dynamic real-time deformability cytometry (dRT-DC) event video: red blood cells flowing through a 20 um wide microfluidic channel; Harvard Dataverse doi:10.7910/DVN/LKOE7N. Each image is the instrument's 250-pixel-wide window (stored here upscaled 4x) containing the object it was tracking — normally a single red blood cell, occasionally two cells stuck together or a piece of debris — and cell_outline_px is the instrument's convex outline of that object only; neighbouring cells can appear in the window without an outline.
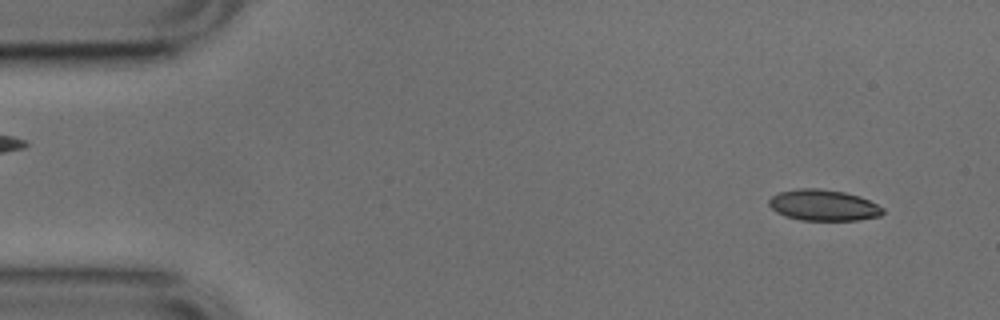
{"species": "common noctule bat (a hibernating species)", "species_latin": "Nyctalus noctula", "temperature_condition": "cold", "stored_images_in_passage": 4, "camera_frame_rate_fps": 3000, "um_per_image_px": 0.085, "animal": {"sex": "male", "body_mass_g": 17.9, "forearm_length_mm": 54.2}, "frame": {"image": 1, "passage_image": 1, "time_ms": 0.0, "image_size_px": [1000, 320], "cell_outline_px": [[884, 212], [880, 216], [860, 220], [800, 220], [784, 216], [776, 212], [768, 204], [768, 200], [772, 196], [780, 192], [796, 188], [820, 188], [844, 192], [860, 196], [884, 208]], "centroid_in_image_um": [69.98, 17.44], "position_along_channel_um": 15.0, "area_um2": 20.75}}
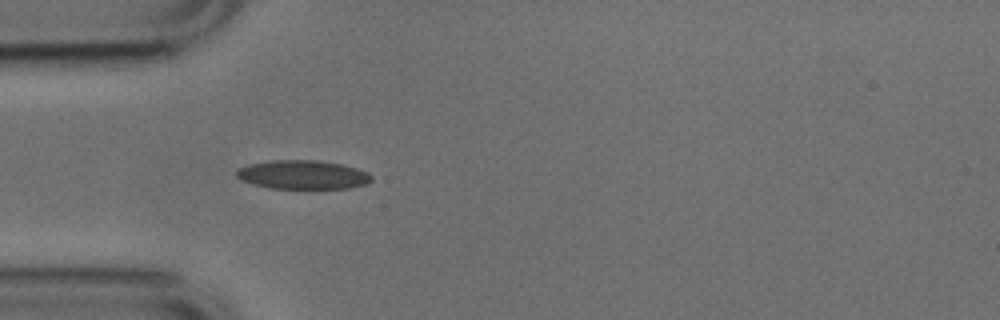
{"frame": {"image": 2, "passage_image": 4, "time_ms": 1.0, "image_size_px": [1000, 320], "cell_outline_px": [[372, 180], [364, 184], [348, 188], [304, 192], [268, 188], [252, 184], [236, 176], [236, 168], [248, 164], [272, 160], [316, 160], [340, 164], [356, 168], [368, 172], [372, 176]], "centroid_in_image_um": [25.72, 14.9], "position_along_channel_um": 59.3, "area_um2": 23.76}}